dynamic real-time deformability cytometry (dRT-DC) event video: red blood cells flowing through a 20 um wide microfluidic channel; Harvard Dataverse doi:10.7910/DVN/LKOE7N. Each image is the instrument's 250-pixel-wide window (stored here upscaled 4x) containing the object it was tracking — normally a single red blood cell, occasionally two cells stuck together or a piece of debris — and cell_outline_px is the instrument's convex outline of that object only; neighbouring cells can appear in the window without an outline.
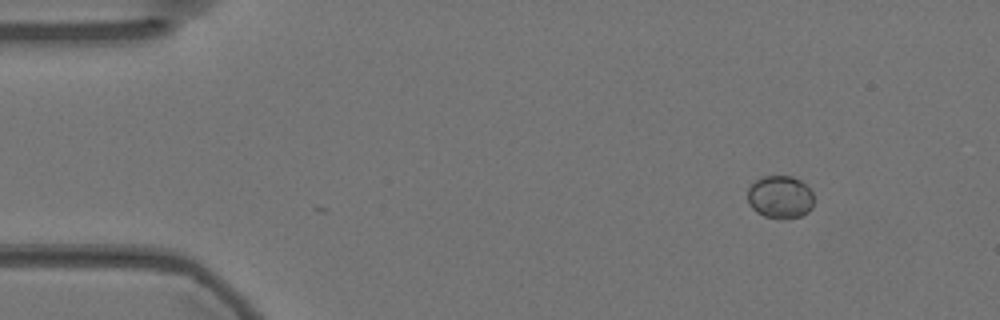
{"species": "Egyptian fruit bat (a non-hibernating species)", "species_latin": "Rousettus aegyptiacus", "temperature_condition": "warm", "stored_images_in_passage": 43, "camera_frame_rate_fps": 3000, "um_per_image_px": 0.085, "animal": {"sex": "female"}, "frame": {"image": 1, "passage_image": 1, "time_ms": 0.0, "image_size_px": [1000, 320], "cell_outline_px": [[812, 208], [808, 212], [800, 216], [784, 220], [764, 216], [756, 212], [748, 204], [748, 188], [760, 176], [792, 176], [800, 180], [812, 192]], "centroid_in_image_um": [66.29, 16.76], "position_along_channel_um": 18.7, "area_um2": 16.65}}
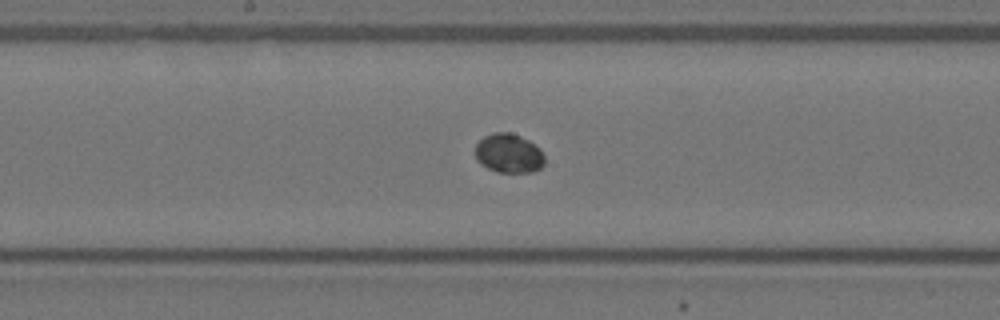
{"frame": {"image": 2, "passage_image": 24, "time_ms": 7.667, "image_size_px": [1000, 320], "cell_outline_px": [[544, 164], [540, 168], [532, 172], [496, 172], [480, 164], [476, 156], [476, 144], [484, 136], [492, 132], [512, 132], [528, 140], [540, 148], [544, 156]], "centroid_in_image_um": [43.25, 13.02], "position_along_channel_um": 205.0, "area_um2": 15.9}}
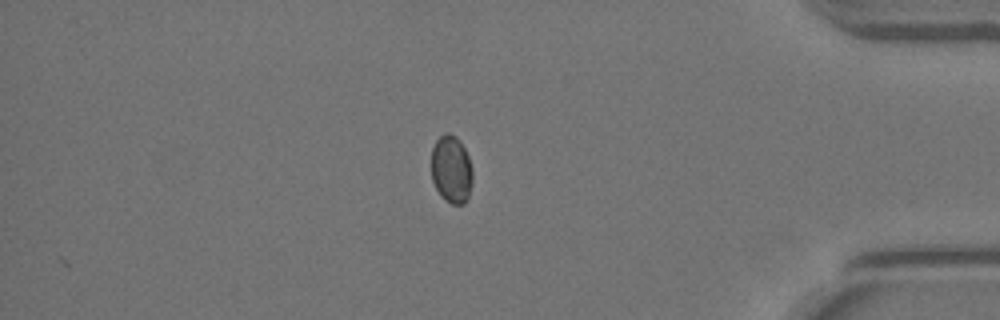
{"frame": {"image": 3, "passage_image": 43, "time_ms": 14.0, "image_size_px": [1000, 320], "cell_outline_px": [[472, 184], [468, 196], [464, 204], [452, 204], [444, 200], [440, 196], [432, 180], [432, 148], [436, 140], [444, 132], [448, 132], [456, 136], [464, 148], [468, 156], [472, 168]], "centroid_in_image_um": [38.36, 14.4], "position_along_channel_um": 396.8, "area_um2": 16.36}}